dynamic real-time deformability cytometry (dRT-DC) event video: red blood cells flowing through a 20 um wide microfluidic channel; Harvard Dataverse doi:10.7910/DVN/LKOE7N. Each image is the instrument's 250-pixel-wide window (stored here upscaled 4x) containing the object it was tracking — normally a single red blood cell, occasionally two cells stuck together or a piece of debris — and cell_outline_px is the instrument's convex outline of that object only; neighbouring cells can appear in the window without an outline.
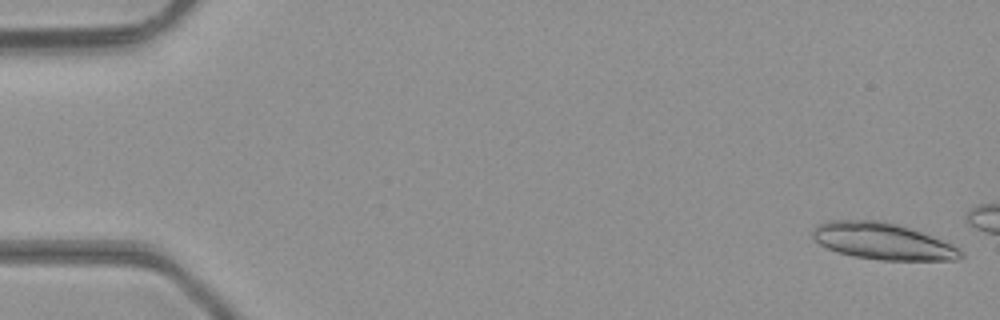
{"species": "common noctule bat (a hibernating species)", "species_latin": "Nyctalus noctula", "temperature_condition": "room temperature", "stored_images_in_passage": 15, "camera_frame_rate_fps": 3000, "um_per_image_px": 0.085, "animal": {"sex": "male", "body_mass_g": 23.1, "forearm_length_mm": 52.7}, "frame": {"image": 1, "passage_image": 1, "time_ms": 0.0, "image_size_px": [1000, 320], "cell_outline_px": [[964, 256], [956, 260], [880, 260], [852, 256], [836, 252], [820, 244], [812, 236], [812, 232], [816, 224], [828, 220], [880, 220], [912, 228], [952, 244], [964, 252]], "centroid_in_image_um": [75.02, 20.5], "position_along_channel_um": 10.0, "area_um2": 31.79}}